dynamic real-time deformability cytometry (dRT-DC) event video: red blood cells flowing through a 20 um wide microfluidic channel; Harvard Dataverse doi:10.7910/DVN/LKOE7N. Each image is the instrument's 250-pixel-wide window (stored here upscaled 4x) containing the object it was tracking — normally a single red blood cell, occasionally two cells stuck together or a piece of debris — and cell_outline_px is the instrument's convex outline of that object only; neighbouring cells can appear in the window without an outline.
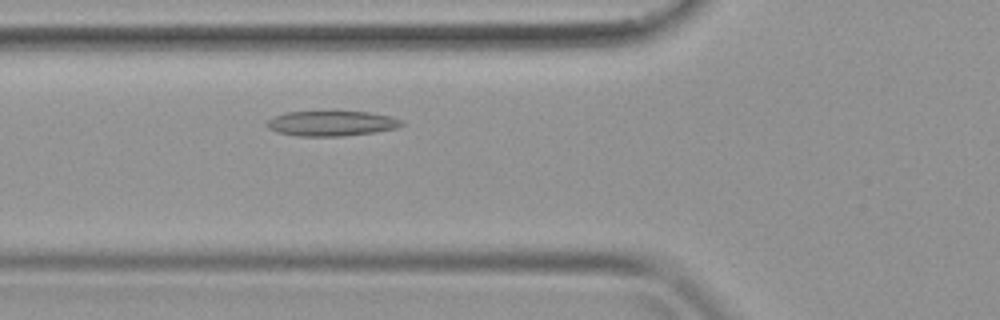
{"species": "common noctule bat (a hibernating species)", "species_latin": "Nyctalus noctula", "temperature_condition": "warm", "stored_images_in_passage": 34, "camera_frame_rate_fps": 3000, "um_per_image_px": 0.085, "animal": {"sex": "female", "body_mass_g": 19.9}, "frame": {"image": 1, "passage_image": 9, "time_ms": 2.667, "image_size_px": [1000, 320], "cell_outline_px": [[404, 124], [396, 128], [372, 132], [344, 136], [300, 136], [276, 132], [268, 128], [264, 124], [268, 120], [276, 116], [288, 112], [332, 108], [372, 112], [388, 116], [400, 120]], "centroid_in_image_um": [28.14, 10.43], "position_along_channel_um": 97.7, "area_um2": 20.63}}
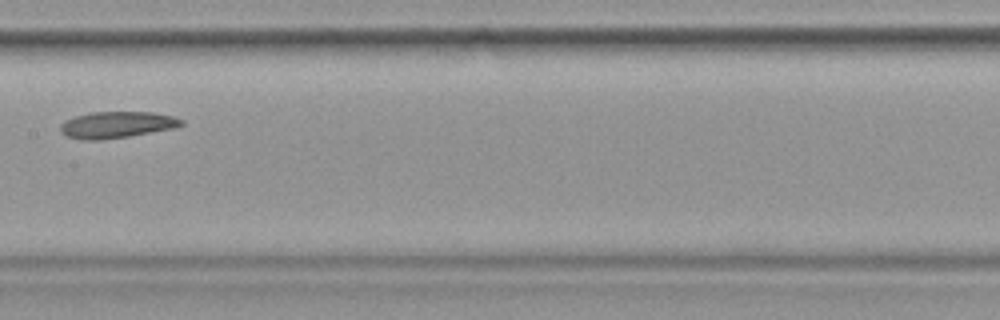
{"frame": {"image": 2, "passage_image": 15, "time_ms": 4.667, "image_size_px": [1000, 320], "cell_outline_px": [[184, 124], [176, 128], [128, 136], [100, 140], [80, 140], [68, 136], [60, 132], [60, 124], [64, 120], [88, 112], [152, 112], [172, 116], [184, 120]], "centroid_in_image_um": [9.91, 10.6], "position_along_channel_um": 197.5, "area_um2": 18.79}}
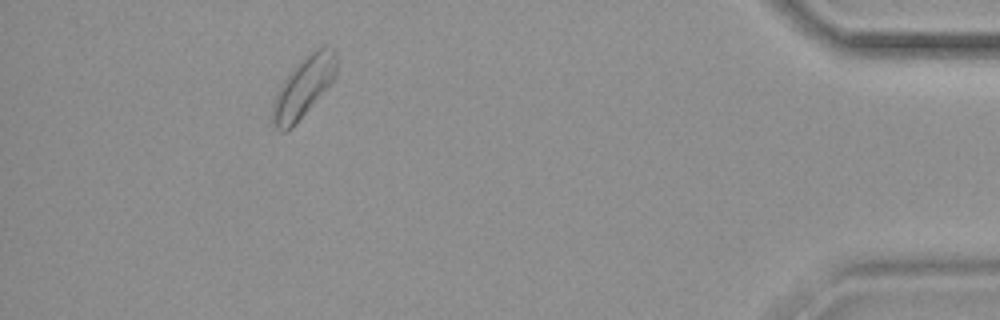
{"frame": {"image": 3, "passage_image": 31, "time_ms": 10.0, "image_size_px": [1000, 320], "cell_outline_px": [[336, 76], [292, 128], [284, 132], [280, 132], [276, 128], [272, 120], [272, 100], [280, 84], [288, 72], [308, 52], [320, 44], [336, 48]], "centroid_in_image_um": [25.78, 7.34], "position_along_channel_um": 409.4, "area_um2": 22.83}}